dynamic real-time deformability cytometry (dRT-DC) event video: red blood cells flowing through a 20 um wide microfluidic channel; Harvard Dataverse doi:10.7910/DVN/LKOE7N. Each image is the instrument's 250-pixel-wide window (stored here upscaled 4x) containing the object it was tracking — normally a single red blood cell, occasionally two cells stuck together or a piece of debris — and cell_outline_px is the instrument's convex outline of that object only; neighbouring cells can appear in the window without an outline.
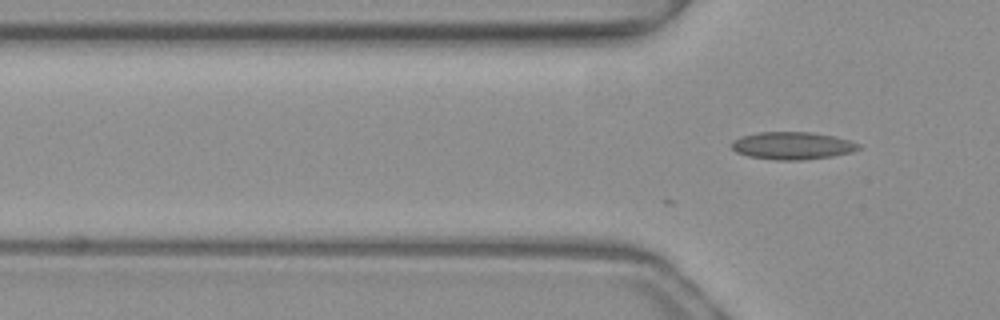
{"species": "common noctule bat (a hibernating species)", "species_latin": "Nyctalus noctula", "temperature_condition": "warm", "stored_images_in_passage": 2, "camera_frame_rate_fps": 3000, "um_per_image_px": 0.085, "animal": {"sex": "female", "body_mass_g": 19.3, "forearm_length_mm": 54.1}, "frame": {"image": 1, "passage_image": 2, "time_ms": 0.333, "image_size_px": [1000, 320], "cell_outline_px": [[860, 148], [852, 152], [832, 156], [804, 160], [776, 160], [748, 156], [736, 152], [732, 148], [732, 140], [740, 136], [760, 132], [812, 132], [836, 136], [860, 144]], "centroid_in_image_um": [67.35, 12.38], "position_along_channel_um": 58.5, "area_um2": 20.46}}